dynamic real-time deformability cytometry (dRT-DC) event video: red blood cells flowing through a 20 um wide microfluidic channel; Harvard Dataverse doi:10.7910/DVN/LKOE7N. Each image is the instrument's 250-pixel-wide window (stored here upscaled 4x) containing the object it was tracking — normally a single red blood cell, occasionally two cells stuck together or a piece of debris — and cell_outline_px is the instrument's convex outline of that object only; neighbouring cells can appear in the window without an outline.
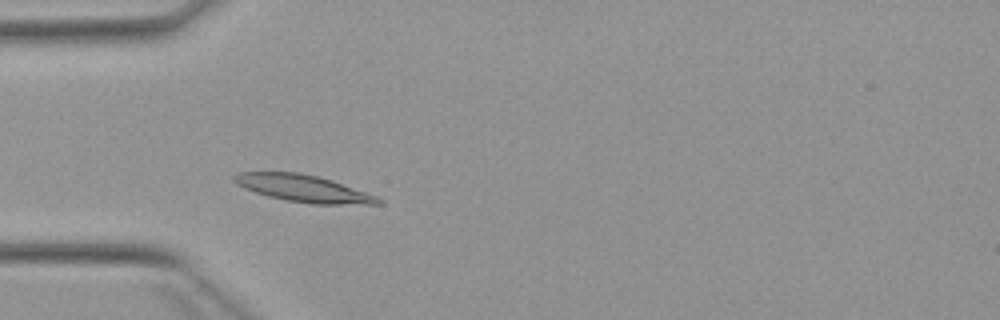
{"species": "Egyptian fruit bat (a non-hibernating species)", "species_latin": "Rousettus aegyptiacus", "temperature_condition": "warm", "stored_images_in_passage": 4, "camera_frame_rate_fps": 3000, "um_per_image_px": 0.085, "animal": {"sex": "female"}, "frame": {"image": 1, "passage_image": 4, "time_ms": 4.333, "image_size_px": [1000, 320], "cell_outline_px": [[384, 204], [312, 204], [288, 200], [268, 196], [244, 188], [236, 184], [232, 180], [232, 176], [240, 172], [300, 172], [332, 180], [376, 196], [384, 200]], "centroid_in_image_um": [25.79, 16.01], "position_along_channel_um": 59.2, "area_um2": 22.54}}